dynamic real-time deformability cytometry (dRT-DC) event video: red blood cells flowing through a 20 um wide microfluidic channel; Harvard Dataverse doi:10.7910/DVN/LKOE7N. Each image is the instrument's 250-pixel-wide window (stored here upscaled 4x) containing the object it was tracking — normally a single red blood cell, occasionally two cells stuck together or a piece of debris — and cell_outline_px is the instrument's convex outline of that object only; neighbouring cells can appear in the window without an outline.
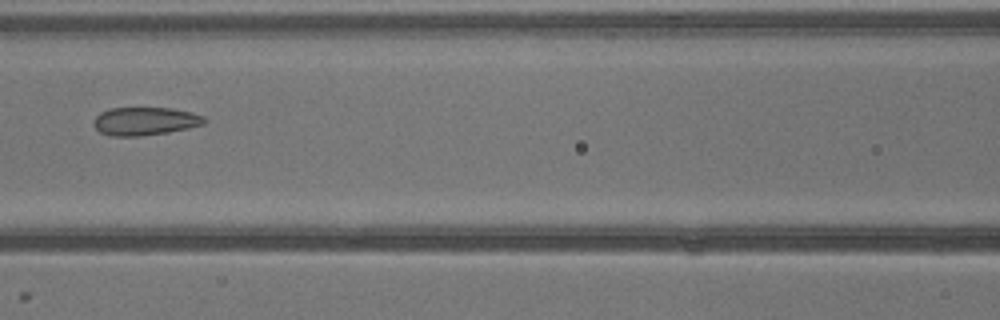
{"species": "common noctule bat (a hibernating species)", "species_latin": "Nyctalus noctula", "temperature_condition": "warm", "stored_images_in_passage": 3, "camera_frame_rate_fps": 3000, "um_per_image_px": 0.085, "animal": {"sex": "male", "body_mass_g": 13.3}, "frame": {"image": 1, "passage_image": 3, "time_ms": 0.667, "image_size_px": [1000, 320], "cell_outline_px": [[208, 120], [204, 124], [188, 128], [168, 132], [140, 136], [112, 136], [100, 132], [92, 124], [96, 116], [100, 112], [108, 108], [172, 108], [192, 112], [204, 116]], "centroid_in_image_um": [12.33, 10.29], "position_along_channel_um": 154.3, "area_um2": 18.26}}